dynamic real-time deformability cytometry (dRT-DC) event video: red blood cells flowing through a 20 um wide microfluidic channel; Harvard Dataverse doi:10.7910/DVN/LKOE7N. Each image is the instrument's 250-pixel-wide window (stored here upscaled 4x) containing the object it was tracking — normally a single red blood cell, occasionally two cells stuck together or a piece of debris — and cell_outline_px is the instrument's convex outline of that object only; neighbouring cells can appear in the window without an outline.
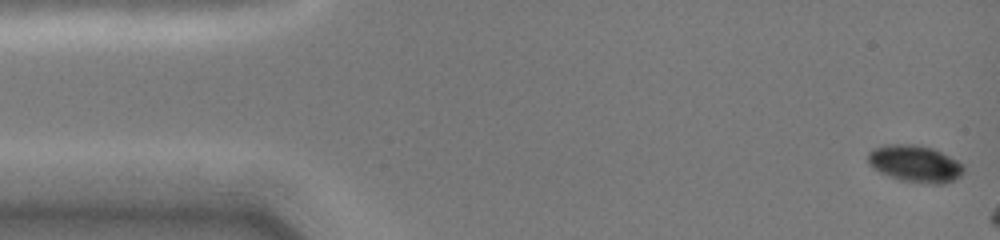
{"species": "common noctule bat (a hibernating species)", "species_latin": "Nyctalus noctula", "temperature_condition": "cold", "stored_images_in_passage": 8, "camera_frame_rate_fps": 3000, "um_per_image_px": 0.085, "animal": {"sex": "female", "body_mass_g": 19.0, "forearm_length_mm": 51.5}, "frame": {"image": 1, "passage_image": 1, "time_ms": 0.0, "image_size_px": [1000, 240], "cell_outline_px": [[964, 172], [956, 180], [944, 184], [928, 184], [900, 180], [888, 176], [872, 168], [868, 164], [868, 152], [872, 148], [884, 144], [912, 144], [932, 148], [964, 164]], "centroid_in_image_um": [77.76, 13.92], "position_along_channel_um": 7.2, "area_um2": 20.87}}
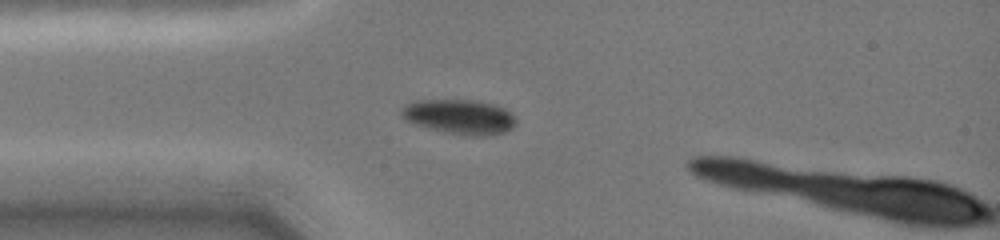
{"frame": {"image": 2, "passage_image": 7, "time_ms": 3.667, "image_size_px": [1000, 240], "cell_outline_px": [[516, 124], [512, 128], [504, 132], [484, 136], [468, 136], [444, 132], [416, 124], [400, 116], [400, 108], [404, 104], [412, 100], [476, 100], [492, 104], [504, 108], [516, 120]], "centroid_in_image_um": [39.02, 9.92], "position_along_channel_um": 46.0, "area_um2": 23.18}}